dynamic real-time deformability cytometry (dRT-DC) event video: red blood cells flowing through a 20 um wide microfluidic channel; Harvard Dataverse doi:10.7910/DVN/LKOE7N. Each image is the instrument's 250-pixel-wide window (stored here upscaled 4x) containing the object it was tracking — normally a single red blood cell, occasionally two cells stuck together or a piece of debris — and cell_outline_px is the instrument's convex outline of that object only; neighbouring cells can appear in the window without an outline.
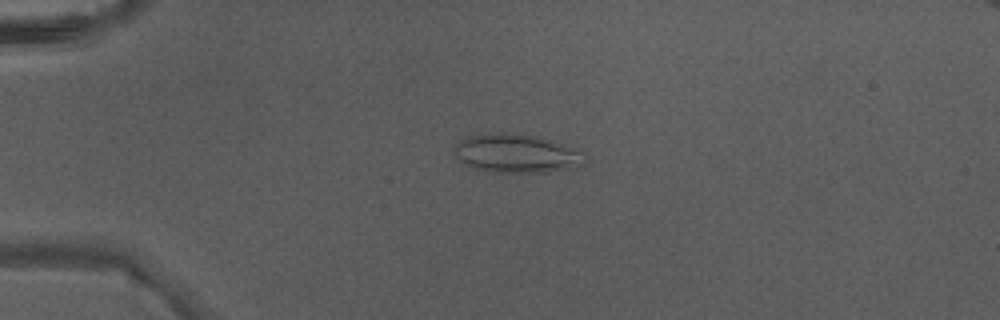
{"species": "Egyptian fruit bat (a non-hibernating species)", "species_latin": "Rousettus aegyptiacus", "temperature_condition": "warm", "stored_images_in_passage": 4, "camera_frame_rate_fps": 3000, "um_per_image_px": 0.085, "animal": {"sex": "male"}, "frame": {"image": 1, "passage_image": 3, "time_ms": 0.667, "image_size_px": [1000, 320], "cell_outline_px": [[588, 160], [580, 164], [568, 168], [544, 172], [500, 172], [472, 168], [460, 160], [452, 152], [456, 144], [460, 140], [468, 136], [492, 132], [508, 132], [536, 136], [576, 148]], "centroid_in_image_um": [43.85, 13.02], "position_along_channel_um": 41.2, "area_um2": 29.19}}